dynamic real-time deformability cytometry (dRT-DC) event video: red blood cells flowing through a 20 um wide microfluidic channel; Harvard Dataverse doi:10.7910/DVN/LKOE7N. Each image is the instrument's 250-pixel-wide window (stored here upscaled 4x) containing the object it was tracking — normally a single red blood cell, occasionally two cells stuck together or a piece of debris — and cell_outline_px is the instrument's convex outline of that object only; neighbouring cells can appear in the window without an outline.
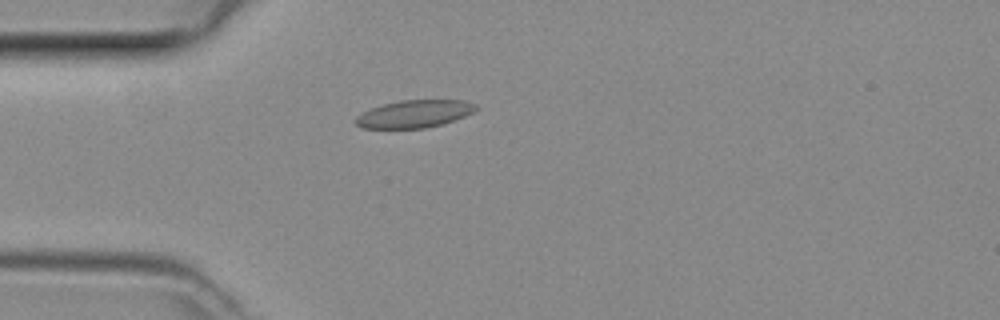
{"species": "common noctule bat (a hibernating species)", "species_latin": "Nyctalus noctula", "temperature_condition": "room temperature", "stored_images_in_passage": 38, "camera_frame_rate_fps": 3000, "um_per_image_px": 0.085, "animal": {"sex": "female", "body_mass_g": 29.2, "forearm_length_mm": 56.3}, "frame": {"image": 1, "passage_image": 5, "time_ms": 1.333, "image_size_px": [1000, 320], "cell_outline_px": [[476, 108], [472, 112], [464, 116], [440, 124], [424, 128], [360, 128], [352, 120], [360, 112], [384, 104], [400, 100], [464, 100], [476, 104]], "centroid_in_image_um": [35.14, 9.68], "position_along_channel_um": 49.9, "area_um2": 19.19}}
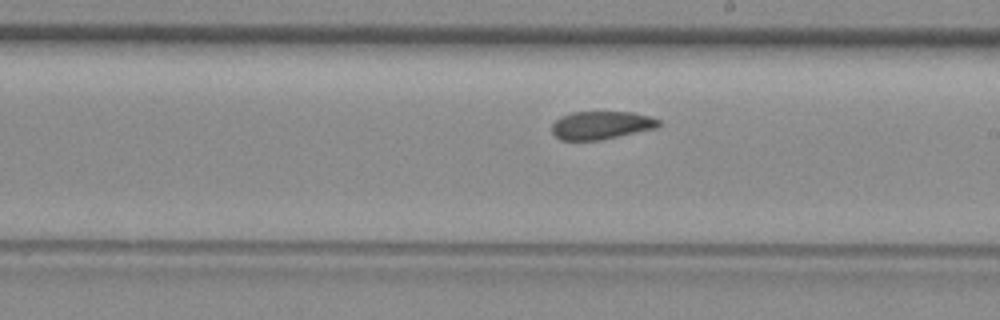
{"frame": {"image": 2, "passage_image": 19, "time_ms": 6.0, "image_size_px": [1000, 320], "cell_outline_px": [[660, 124], [656, 128], [600, 140], [560, 140], [552, 132], [552, 124], [560, 116], [572, 112], [632, 112], [652, 116], [660, 120]], "centroid_in_image_um": [51.11, 10.63], "position_along_channel_um": 237.9, "area_um2": 17.51}}
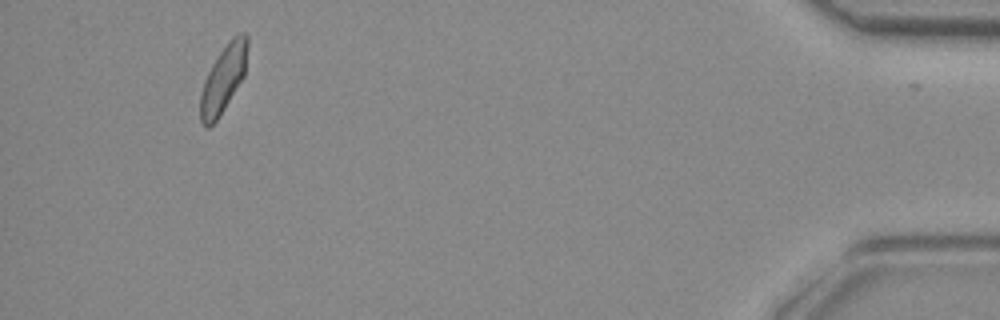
{"frame": {"image": 3, "passage_image": 37, "time_ms": 12.0, "image_size_px": [1000, 320], "cell_outline_px": [[248, 44], [244, 76], [220, 116], [208, 128], [200, 124], [200, 96], [204, 80], [212, 64], [220, 52], [232, 36], [240, 32], [248, 32]], "centroid_in_image_um": [18.99, 6.69], "position_along_channel_um": 416.2, "area_um2": 18.55}}